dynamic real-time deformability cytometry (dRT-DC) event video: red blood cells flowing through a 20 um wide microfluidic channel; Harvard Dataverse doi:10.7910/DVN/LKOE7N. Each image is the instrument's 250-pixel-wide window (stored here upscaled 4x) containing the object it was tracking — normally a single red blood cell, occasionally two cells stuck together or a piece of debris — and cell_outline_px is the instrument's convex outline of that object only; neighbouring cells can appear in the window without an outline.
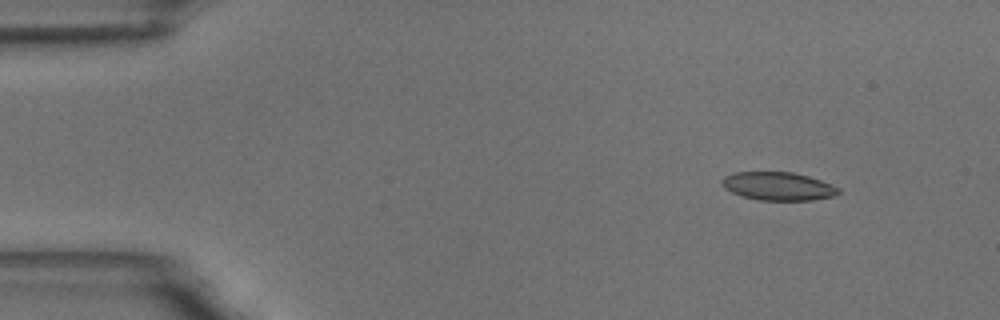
{"species": "common noctule bat (a hibernating species)", "species_latin": "Nyctalus noctula", "temperature_condition": "room temperature", "stored_images_in_passage": 52, "camera_frame_rate_fps": 3000, "um_per_image_px": 0.085, "animal": {"sex": "male", "body_mass_g": 18.8}, "frame": {"image": 1, "passage_image": 1, "time_ms": 0.0, "image_size_px": [1000, 320], "cell_outline_px": [[840, 192], [832, 196], [812, 200], [760, 200], [744, 196], [732, 192], [724, 188], [720, 180], [724, 176], [736, 172], [792, 172], [808, 176], [820, 180], [840, 188]], "centroid_in_image_um": [66.13, 15.82], "position_along_channel_um": 18.9, "area_um2": 19.02}}
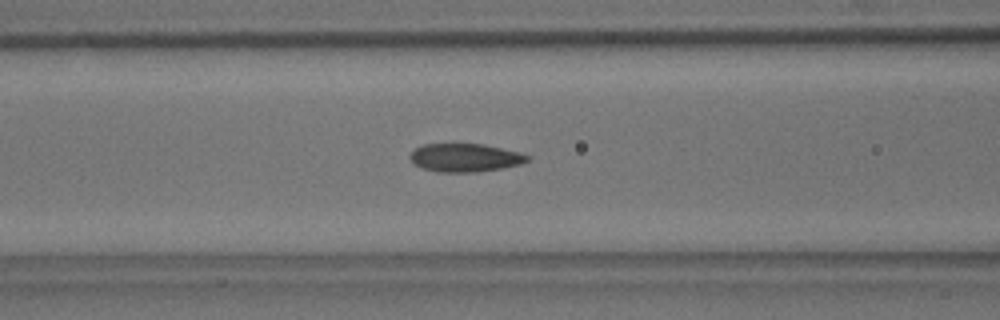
{"frame": {"image": 2, "passage_image": 18, "time_ms": 5.667, "image_size_px": [1000, 320], "cell_outline_px": [[532, 156], [528, 160], [520, 164], [500, 168], [476, 172], [436, 172], [412, 164], [408, 156], [416, 148], [424, 144], [484, 144], [520, 152]], "centroid_in_image_um": [39.52, 13.4], "position_along_channel_um": 127.1, "area_um2": 19.36}}
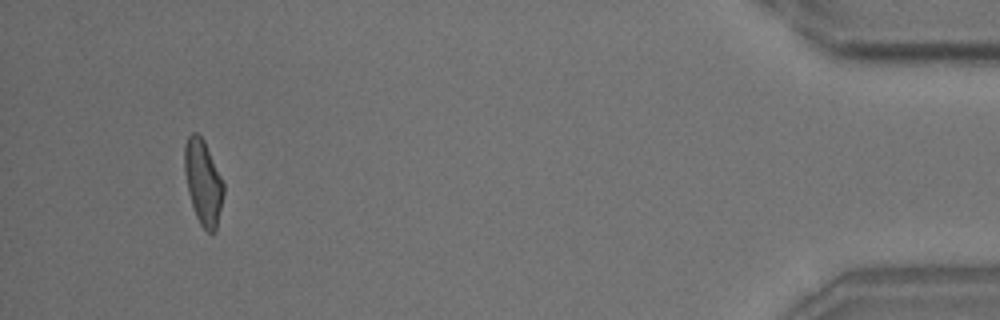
{"frame": {"image": 3, "passage_image": 49, "time_ms": 16.0, "image_size_px": [1000, 320], "cell_outline_px": [[224, 196], [216, 232], [208, 232], [200, 224], [196, 216], [188, 192], [184, 172], [184, 144], [188, 136], [192, 132], [196, 132], [204, 140], [224, 184]], "centroid_in_image_um": [17.26, 15.5], "position_along_channel_um": 417.9, "area_um2": 19.36}, "authors_computed_cell_mechanics": {"area_um2": 19.5364, "velocity_mm_per_s": 3.5091, "shape_relaxation_time_tau1_ms": 8.6193, "shape_relaxation_time_tau2_ms": 1.8225, "deformation_change_tau1": 0.1813, "deformation_change_tau2": 0.0676}}